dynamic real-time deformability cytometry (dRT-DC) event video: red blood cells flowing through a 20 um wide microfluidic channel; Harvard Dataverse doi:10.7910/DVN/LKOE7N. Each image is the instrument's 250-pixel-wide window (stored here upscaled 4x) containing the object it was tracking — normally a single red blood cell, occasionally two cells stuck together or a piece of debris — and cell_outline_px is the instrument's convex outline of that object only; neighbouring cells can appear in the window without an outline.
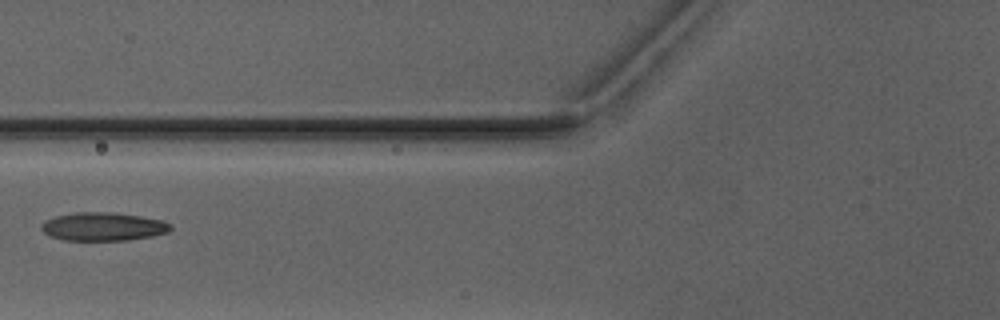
{"species": "Egyptian fruit bat (a non-hibernating species)", "species_latin": "Rousettus aegyptiacus", "temperature_condition": "warm", "stored_images_in_passage": 2, "camera_frame_rate_fps": 3000, "um_per_image_px": 0.085, "animal": {"sex": "male"}, "frame": {"image": 1, "passage_image": 2, "time_ms": 1.0, "image_size_px": [1000, 320], "cell_outline_px": [[172, 228], [168, 232], [152, 236], [128, 240], [60, 240], [48, 236], [40, 228], [40, 224], [56, 216], [76, 212], [116, 212], [140, 216], [160, 220], [172, 224]], "centroid_in_image_um": [8.75, 19.26], "position_along_channel_um": 117.0, "area_um2": 21.44}}